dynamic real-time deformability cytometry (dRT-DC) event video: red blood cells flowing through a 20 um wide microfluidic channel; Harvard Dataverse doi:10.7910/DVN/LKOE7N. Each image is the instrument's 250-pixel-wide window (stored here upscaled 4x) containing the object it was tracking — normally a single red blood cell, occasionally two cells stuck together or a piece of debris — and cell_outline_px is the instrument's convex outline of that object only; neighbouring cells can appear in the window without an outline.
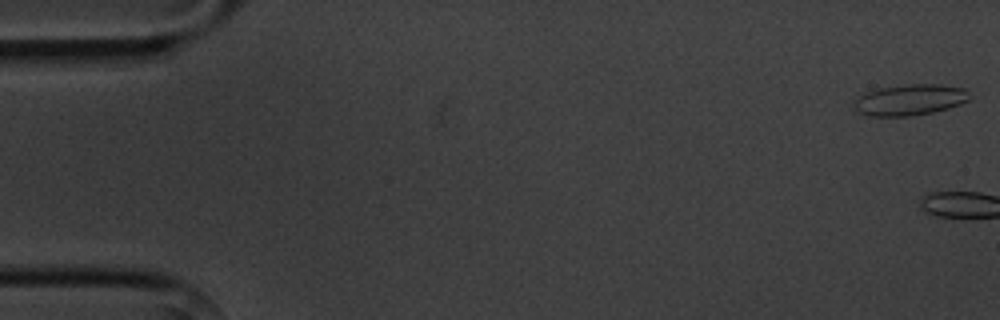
{"species": "common noctule bat (a hibernating species)", "species_latin": "Nyctalus noctula", "temperature_condition": "cold", "stored_images_in_passage": 3, "camera_frame_rate_fps": 3000, "um_per_image_px": 0.085, "animal": {"sex": "male", "body_mass_g": 20.1, "forearm_length_mm": 53.5}, "frame": {"image": 1, "passage_image": 1, "time_ms": 0.0, "image_size_px": [1000, 320], "cell_outline_px": [[968, 100], [960, 104], [948, 108], [932, 112], [908, 116], [868, 116], [860, 112], [852, 104], [852, 100], [864, 92], [880, 88], [908, 84], [940, 84], [964, 88], [968, 92]], "centroid_in_image_um": [77.3, 8.48], "position_along_channel_um": 7.7, "area_um2": 20.87}}